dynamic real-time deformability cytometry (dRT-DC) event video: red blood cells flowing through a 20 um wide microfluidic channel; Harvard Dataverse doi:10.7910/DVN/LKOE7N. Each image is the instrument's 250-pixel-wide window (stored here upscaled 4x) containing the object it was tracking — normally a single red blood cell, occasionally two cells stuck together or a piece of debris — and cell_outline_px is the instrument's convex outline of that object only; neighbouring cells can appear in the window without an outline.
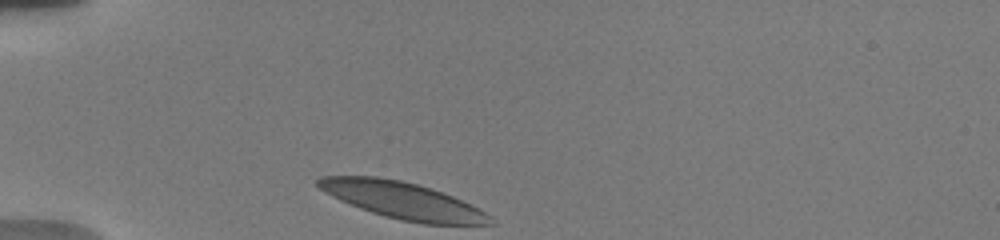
{"species": "human", "species_latin": "Homo sapiens", "temperature_condition": "warm", "stored_images_in_passage": 16, "camera_frame_rate_fps": 3000, "um_per_image_px": 0.085, "donor": {"sex": "male"}, "frame": {"image": 1, "passage_image": 1, "time_ms": 0.0, "image_size_px": [1000, 240], "cell_outline_px": [[496, 224], [424, 224], [400, 220], [384, 216], [360, 208], [340, 200], [324, 192], [316, 184], [316, 180], [320, 176], [376, 176], [400, 180], [432, 188], [452, 196], [484, 212]], "centroid_in_image_um": [34.16, 17.03], "position_along_channel_um": 50.8, "area_um2": 36.41}}
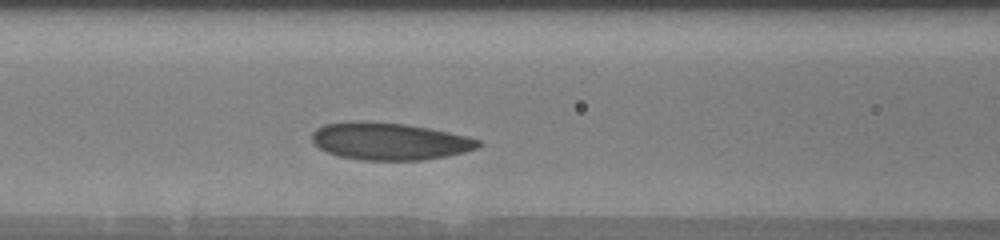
{"frame": {"image": 2, "passage_image": 11, "time_ms": 3.0, "image_size_px": [1000, 240], "cell_outline_px": [[484, 144], [476, 148], [464, 152], [444, 156], [420, 160], [360, 160], [340, 156], [328, 152], [320, 148], [312, 140], [312, 132], [316, 128], [324, 124], [348, 120], [364, 120], [404, 124], [428, 128], [468, 136], [480, 140]], "centroid_in_image_um": [33.08, 11.99], "position_along_channel_um": 133.5, "area_um2": 36.24}}
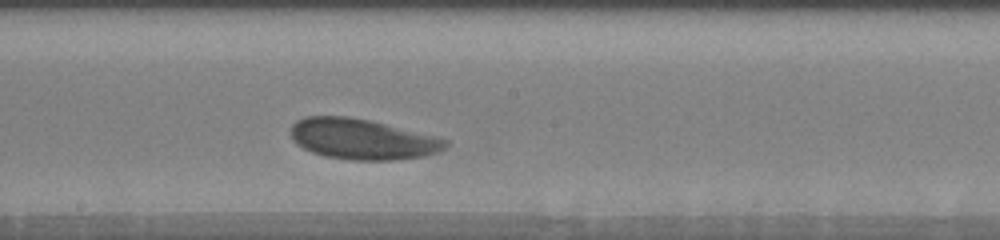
{"frame": {"image": 3, "passage_image": 16, "time_ms": 5.333, "image_size_px": [1000, 240], "cell_outline_px": [[448, 144], [444, 148], [436, 152], [420, 156], [396, 160], [352, 160], [324, 156], [312, 152], [296, 144], [292, 140], [292, 124], [296, 120], [304, 116], [348, 116], [372, 120], [436, 136], [448, 140]], "centroid_in_image_um": [30.77, 11.81], "position_along_channel_um": 217.4, "area_um2": 36.65}}